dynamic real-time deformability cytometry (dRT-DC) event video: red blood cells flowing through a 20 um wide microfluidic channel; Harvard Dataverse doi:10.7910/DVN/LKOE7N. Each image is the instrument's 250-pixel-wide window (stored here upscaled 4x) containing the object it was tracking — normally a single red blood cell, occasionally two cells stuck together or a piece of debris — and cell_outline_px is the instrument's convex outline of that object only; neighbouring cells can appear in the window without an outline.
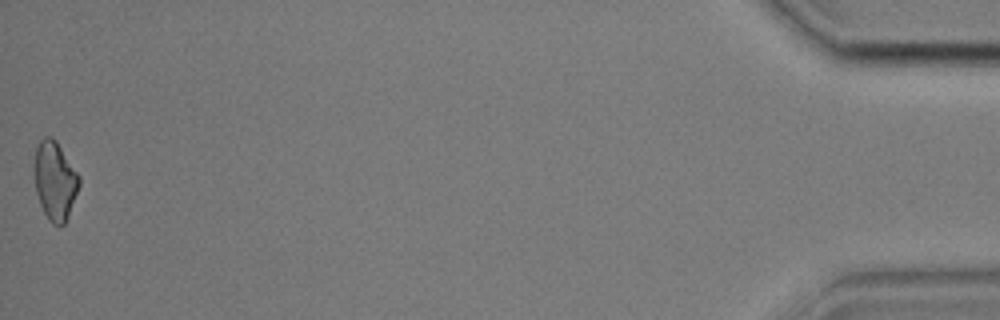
{"species": "common noctule bat (a hibernating species)", "species_latin": "Nyctalus noctula", "temperature_condition": "cold", "stored_images_in_passage": 42, "camera_frame_rate_fps": 3000, "um_per_image_px": 0.085, "animal": {"sex": "male", "body_mass_g": 17.9, "forearm_length_mm": 54.2}, "frame": {"image": 1, "passage_image": 42, "time_ms": 13.667, "image_size_px": [1000, 320], "cell_outline_px": [[80, 184], [68, 216], [64, 224], [52, 224], [48, 220], [40, 204], [36, 192], [32, 168], [32, 164], [36, 148], [40, 140], [44, 136], [52, 136], [56, 140], [80, 176]], "centroid_in_image_um": [4.64, 15.32], "position_along_channel_um": 430.6, "area_um2": 20.81}}